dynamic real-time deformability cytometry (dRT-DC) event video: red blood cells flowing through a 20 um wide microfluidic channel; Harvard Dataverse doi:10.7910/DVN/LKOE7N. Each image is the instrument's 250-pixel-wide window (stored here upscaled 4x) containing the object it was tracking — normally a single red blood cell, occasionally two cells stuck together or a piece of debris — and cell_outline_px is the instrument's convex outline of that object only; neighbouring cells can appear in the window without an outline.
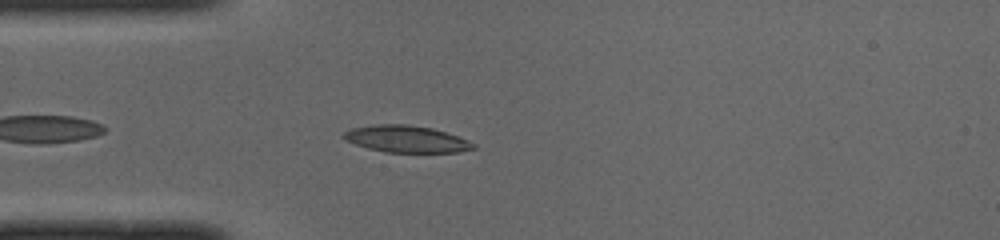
{"species": "common noctule bat (a hibernating species)", "species_latin": "Nyctalus noctula", "temperature_condition": "cold", "stored_images_in_passage": 33, "camera_frame_rate_fps": 3000, "um_per_image_px": 0.085, "animal": {"sex": "male", "body_mass_g": 19.0, "forearm_length_mm": 50.8}, "frame": {"image": 1, "passage_image": 4, "time_ms": 1.0, "image_size_px": [1000, 240], "cell_outline_px": [[476, 148], [460, 152], [384, 152], [368, 148], [344, 140], [344, 132], [352, 128], [376, 124], [408, 124], [432, 128], [468, 140], [476, 144]], "centroid_in_image_um": [34.55, 11.82], "position_along_channel_um": 50.5, "area_um2": 20.17}}
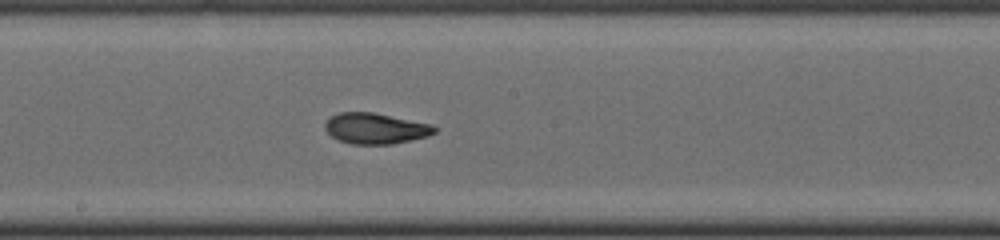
{"frame": {"image": 2, "passage_image": 17, "time_ms": 5.333, "image_size_px": [1000, 240], "cell_outline_px": [[436, 132], [428, 136], [392, 144], [352, 144], [340, 140], [332, 136], [324, 128], [324, 124], [332, 116], [340, 112], [372, 112], [432, 124], [436, 128]], "centroid_in_image_um": [31.93, 10.91], "position_along_channel_um": 216.3, "area_um2": 19.48}}
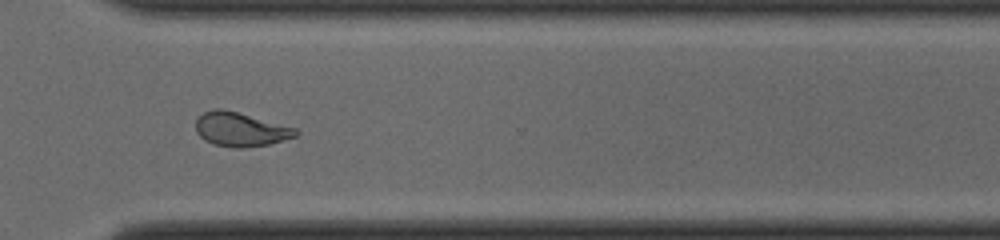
{"frame": {"image": 3, "passage_image": 27, "time_ms": 8.667, "image_size_px": [1000, 240], "cell_outline_px": [[300, 132], [296, 136], [268, 144], [240, 148], [236, 148], [216, 144], [204, 140], [196, 132], [196, 120], [204, 112], [216, 108], [220, 108], [236, 112], [296, 128]], "centroid_in_image_um": [20.43, 11.0], "position_along_channel_um": 350.2, "area_um2": 19.42}, "authors_computed_cell_mechanics": {"area_um2": 19.8254, "velocity_mm_per_s": 3.9988, "shape_relaxation_time_tau1_ms": 3.4656, "shape_relaxation_time_tau2_ms": 1.9553, "deformation_change_tau1": 0.1568, "deformation_change_tau2": 0.0869}}